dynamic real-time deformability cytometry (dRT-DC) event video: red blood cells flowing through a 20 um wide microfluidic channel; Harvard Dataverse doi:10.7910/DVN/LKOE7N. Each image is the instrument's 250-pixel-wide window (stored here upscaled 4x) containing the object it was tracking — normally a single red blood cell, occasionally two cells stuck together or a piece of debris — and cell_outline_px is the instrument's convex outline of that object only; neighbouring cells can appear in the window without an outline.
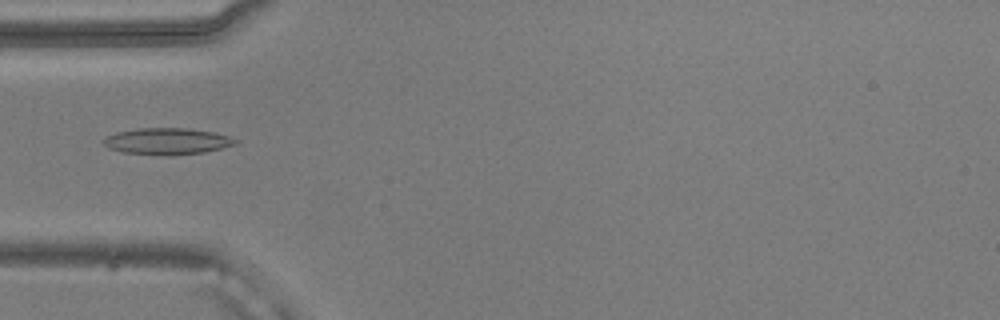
{"species": "common noctule bat (a hibernating species)", "species_latin": "Nyctalus noctula", "temperature_condition": "warm", "stored_images_in_passage": 52, "camera_frame_rate_fps": 3000, "um_per_image_px": 0.085, "animal": {"sex": "male", "body_mass_g": 20.5, "forearm_length_mm": 52.5}, "frame": {"image": 1, "passage_image": 16, "time_ms": 5.0, "image_size_px": [1000, 320], "cell_outline_px": [[236, 144], [204, 152], [124, 152], [108, 148], [100, 140], [104, 136], [116, 132], [140, 128], [188, 128], [212, 132], [228, 136], [236, 140]], "centroid_in_image_um": [14.14, 11.94], "position_along_channel_um": 70.9, "area_um2": 19.19}}
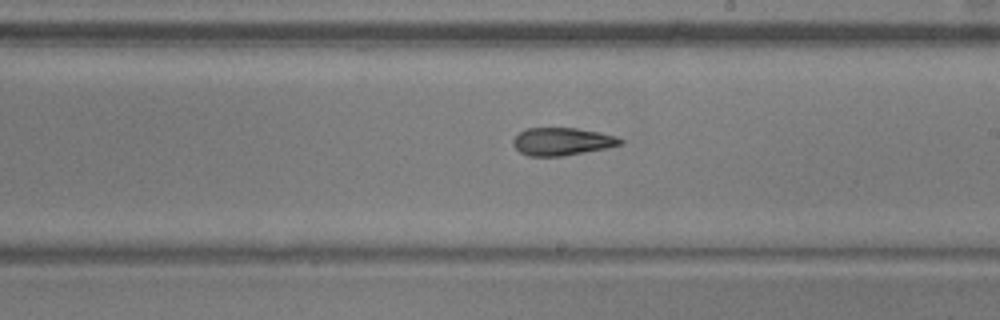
{"frame": {"image": 2, "passage_image": 29, "time_ms": 9.333, "image_size_px": [1000, 320], "cell_outline_px": [[624, 144], [608, 148], [564, 156], [528, 156], [520, 152], [512, 144], [512, 140], [520, 132], [528, 128], [576, 128], [600, 132], [616, 136], [624, 140]], "centroid_in_image_um": [47.81, 12.03], "position_along_channel_um": 241.2, "area_um2": 17.46}}
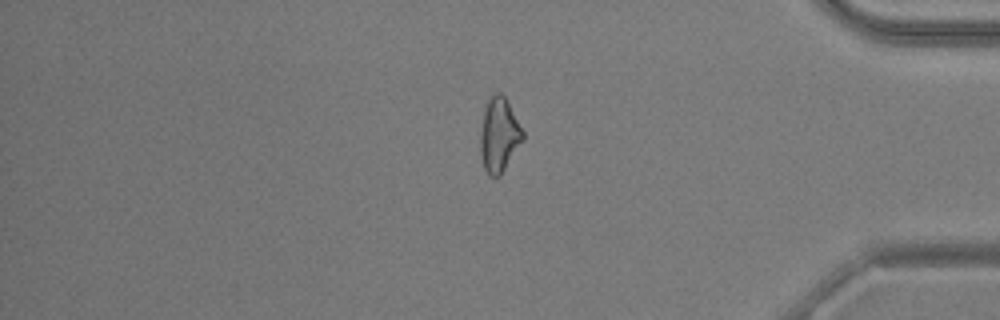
{"frame": {"image": 3, "passage_image": 43, "time_ms": 14.0, "image_size_px": [1000, 320], "cell_outline_px": [[524, 140], [500, 176], [488, 176], [484, 168], [480, 152], [480, 132], [484, 108], [492, 92], [500, 92], [508, 100], [524, 132]], "centroid_in_image_um": [42.43, 11.45], "position_along_channel_um": 392.8, "area_um2": 18.73}, "authors_computed_cell_mechanics": {"area_um2": 18.5249, "velocity_mm_per_s": 3.903, "shape_relaxation_time_tau1_ms": 6.5818, "shape_relaxation_time_tau2_ms": 5.4752, "deformation_change_tau1": 0.1855, "deformation_change_tau2": 0.1449}}